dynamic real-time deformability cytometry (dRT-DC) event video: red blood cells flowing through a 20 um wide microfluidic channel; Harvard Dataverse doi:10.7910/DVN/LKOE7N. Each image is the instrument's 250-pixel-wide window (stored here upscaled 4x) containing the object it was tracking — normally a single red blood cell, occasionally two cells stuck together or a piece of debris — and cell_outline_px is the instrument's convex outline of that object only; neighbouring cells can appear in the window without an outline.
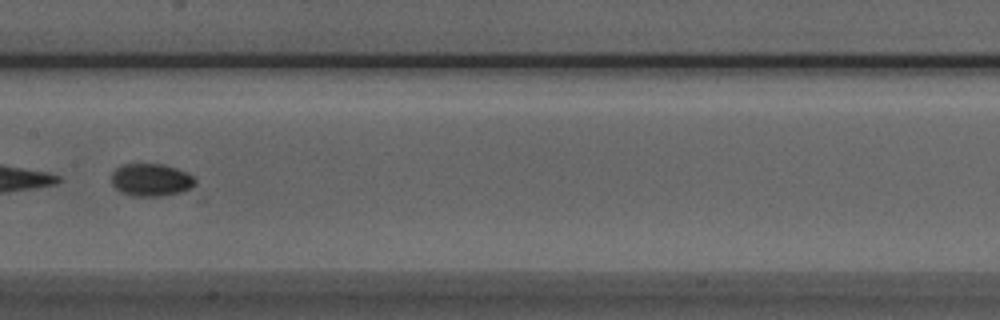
{"species": "Egyptian fruit bat (a non-hibernating species)", "species_latin": "Rousettus aegyptiacus", "temperature_condition": "room temperature", "stored_images_in_passage": 44, "camera_frame_rate_fps": 3000, "um_per_image_px": 0.085, "animal": {"sex": "male"}, "frame": {"image": 1, "passage_image": 25, "time_ms": 8.0, "image_size_px": [1000, 320], "cell_outline_px": [[196, 180], [188, 188], [180, 192], [160, 196], [132, 196], [120, 192], [112, 184], [112, 172], [120, 164], [164, 164], [188, 172], [196, 176]], "centroid_in_image_um": [12.82, 15.27], "position_along_channel_um": 194.6, "area_um2": 15.95}}
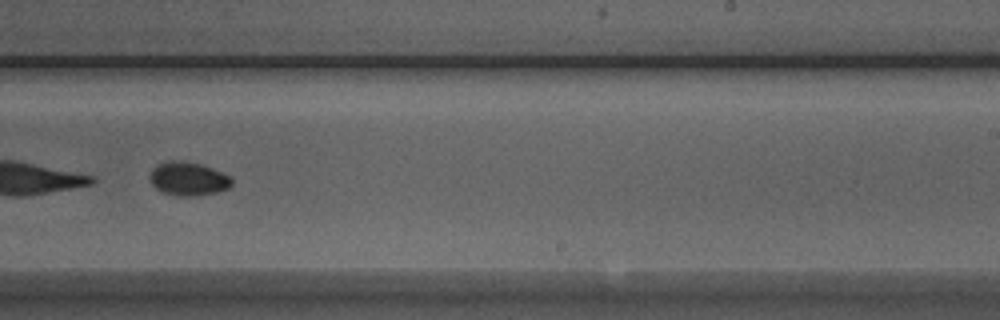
{"frame": {"image": 2, "passage_image": 31, "time_ms": 10.0, "image_size_px": [1000, 320], "cell_outline_px": [[232, 184], [228, 188], [216, 192], [192, 196], [176, 196], [160, 192], [152, 184], [148, 176], [152, 168], [156, 164], [172, 160], [180, 160], [200, 164], [212, 168], [228, 176], [232, 180]], "centroid_in_image_um": [15.93, 15.19], "position_along_channel_um": 273.1, "area_um2": 16.07}, "authors_computed_cell_mechanics": {"area_um2": 16.3574, "velocity_mm_per_s": 3.9355, "shape_relaxation_time_tau1_ms": 3.012, "shape_relaxation_time_tau2_ms": null, "deformation_change_tau1": 0.0685, "deformation_change_tau2": null}}